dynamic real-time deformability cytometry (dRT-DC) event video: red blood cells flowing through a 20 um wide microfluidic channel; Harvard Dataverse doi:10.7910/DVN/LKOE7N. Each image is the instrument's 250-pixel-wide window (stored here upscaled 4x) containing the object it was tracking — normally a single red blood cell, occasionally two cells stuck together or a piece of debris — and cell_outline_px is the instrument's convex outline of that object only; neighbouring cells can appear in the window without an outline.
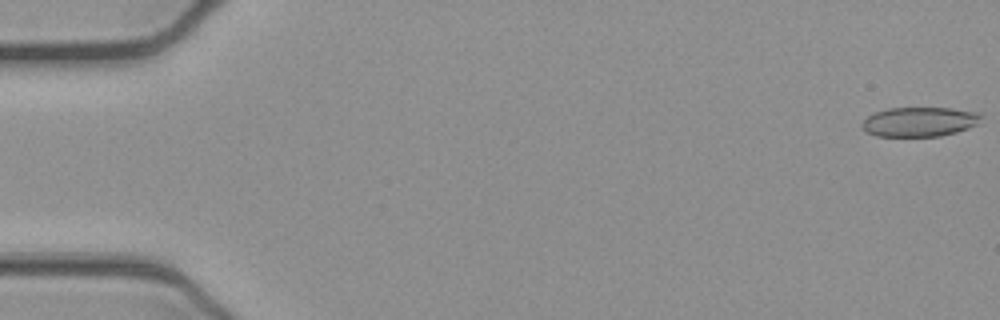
{"species": "common noctule bat (a hibernating species)", "species_latin": "Nyctalus noctula", "temperature_condition": "cold", "stored_images_in_passage": 52, "camera_frame_rate_fps": 3000, "um_per_image_px": 0.085, "animal": {"sex": "female", "body_mass_g": 21.9}, "frame": {"image": 1, "passage_image": 1, "time_ms": 0.0, "image_size_px": [1000, 320], "cell_outline_px": [[984, 116], [976, 124], [968, 128], [956, 132], [940, 136], [876, 136], [864, 132], [860, 124], [868, 116], [876, 112], [888, 108], [948, 108], [980, 112]], "centroid_in_image_um": [78.14, 10.35], "position_along_channel_um": 6.9, "area_um2": 20.58}}
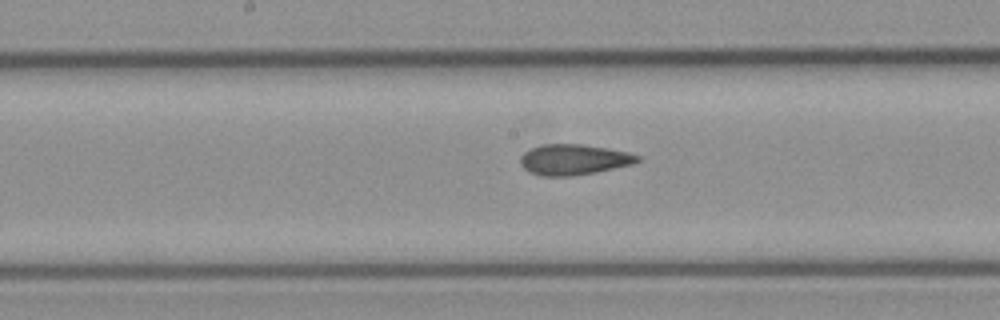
{"frame": {"image": 2, "passage_image": 27, "time_ms": 8.667, "image_size_px": [1000, 320], "cell_outline_px": [[640, 160], [636, 164], [596, 172], [572, 176], [540, 176], [528, 172], [520, 164], [520, 156], [524, 152], [532, 148], [544, 144], [580, 144], [628, 152], [640, 156]], "centroid_in_image_um": [48.77, 13.58], "position_along_channel_um": 199.4, "area_um2": 20.98}}
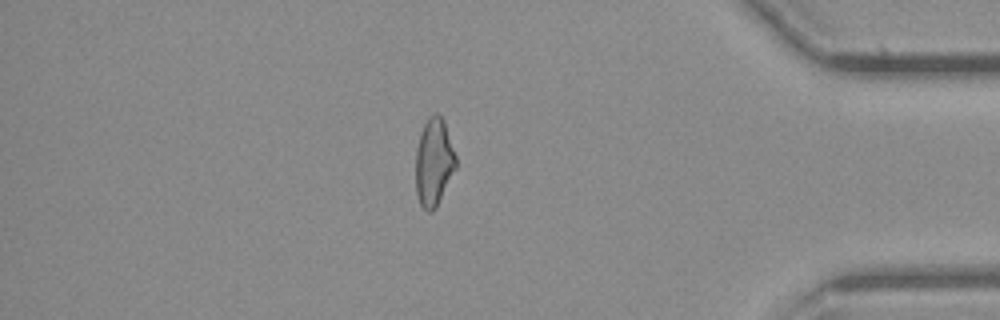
{"frame": {"image": 3, "passage_image": 45, "time_ms": 14.667, "image_size_px": [1000, 320], "cell_outline_px": [[456, 168], [436, 208], [432, 212], [428, 212], [420, 204], [416, 192], [416, 148], [420, 132], [428, 116], [436, 112], [444, 120], [456, 156]], "centroid_in_image_um": [36.87, 13.77], "position_along_channel_um": 398.3, "area_um2": 20.63}, "authors_computed_cell_mechanics": {"area_um2": 21.2993, "velocity_mm_per_s": 3.9248, "shape_relaxation_time_tau1_ms": null, "shape_relaxation_time_tau2_ms": 3.0587, "deformation_change_tau1": null, "deformation_change_tau2": 0.0931}}